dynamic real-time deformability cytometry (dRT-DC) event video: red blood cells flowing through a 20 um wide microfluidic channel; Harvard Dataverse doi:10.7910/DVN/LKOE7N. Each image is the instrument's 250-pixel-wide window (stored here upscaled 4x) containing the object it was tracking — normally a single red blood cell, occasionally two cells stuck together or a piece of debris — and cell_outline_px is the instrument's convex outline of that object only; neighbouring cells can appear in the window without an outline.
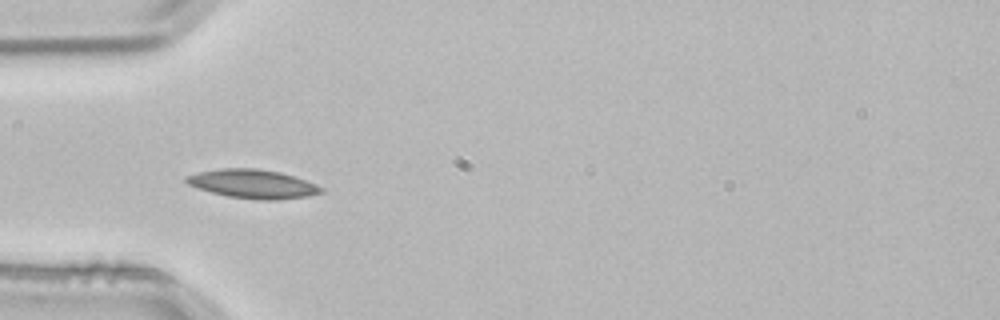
{"species": "common noctule bat (a hibernating species)", "species_latin": "Nyctalus noctula", "temperature_condition": "room temperature", "stored_images_in_passage": 3, "camera_frame_rate_fps": 3000, "um_per_image_px": 0.085, "animal": {"sex": "male", "body_mass_g": 21.5, "forearm_length_mm": 52.0}, "frame": {"image": 1, "passage_image": 3, "time_ms": 0.667, "image_size_px": [1000, 320], "cell_outline_px": [[324, 192], [308, 196], [276, 200], [264, 200], [228, 196], [196, 188], [188, 184], [184, 180], [184, 176], [200, 172], [220, 168], [256, 168], [280, 172], [316, 184], [324, 188]], "centroid_in_image_um": [21.48, 15.63], "position_along_channel_um": 63.5, "area_um2": 22.54}}